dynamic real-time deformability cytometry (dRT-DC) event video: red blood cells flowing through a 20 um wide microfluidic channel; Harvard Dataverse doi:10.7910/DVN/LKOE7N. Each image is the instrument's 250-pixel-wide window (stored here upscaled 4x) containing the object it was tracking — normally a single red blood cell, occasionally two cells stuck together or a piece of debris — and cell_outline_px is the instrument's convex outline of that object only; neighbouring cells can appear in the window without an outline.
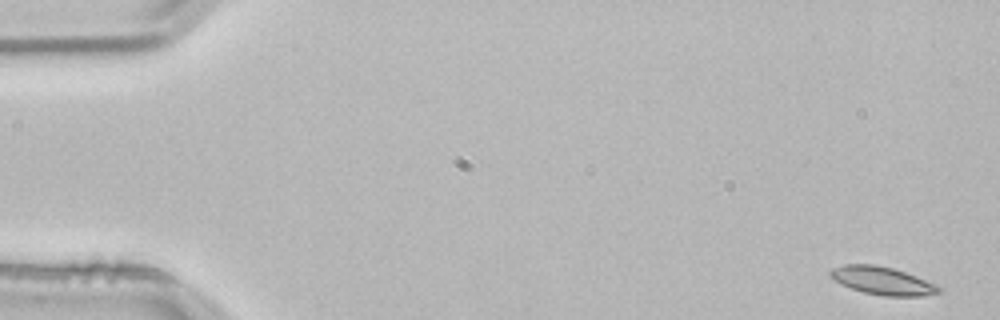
{"species": "common noctule bat (a hibernating species)", "species_latin": "Nyctalus noctula", "temperature_condition": "room temperature", "stored_images_in_passage": 53, "camera_frame_rate_fps": 3000, "um_per_image_px": 0.085, "animal": {"sex": "male", "body_mass_g": 21.5, "forearm_length_mm": 52.0}, "frame": {"image": 1, "passage_image": 1, "time_ms": 0.0, "image_size_px": [1000, 320], "cell_outline_px": [[940, 292], [924, 296], [884, 296], [864, 292], [840, 284], [828, 272], [832, 268], [844, 264], [876, 264], [892, 268], [904, 272], [936, 284], [940, 288]], "centroid_in_image_um": [74.99, 23.86], "position_along_channel_um": 10.0, "area_um2": 17.46}}
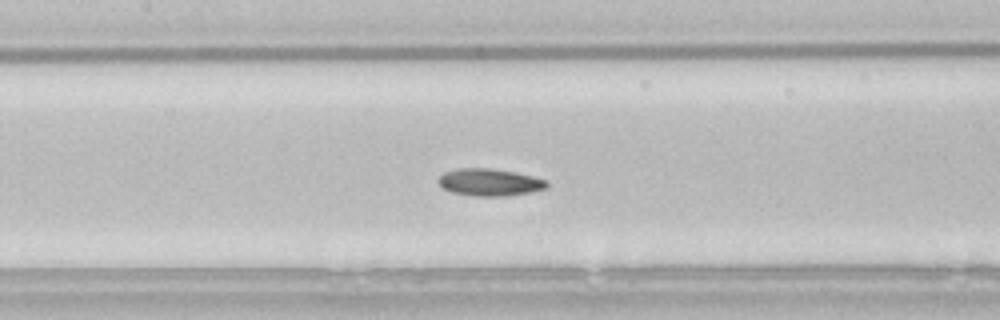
{"frame": {"image": 2, "passage_image": 24, "time_ms": 7.667, "image_size_px": [1000, 320], "cell_outline_px": [[548, 188], [532, 192], [504, 196], [472, 196], [452, 192], [440, 188], [436, 180], [444, 172], [456, 168], [488, 168], [516, 172], [548, 180]], "centroid_in_image_um": [41.59, 15.49], "position_along_channel_um": 165.8, "area_um2": 17.51}}
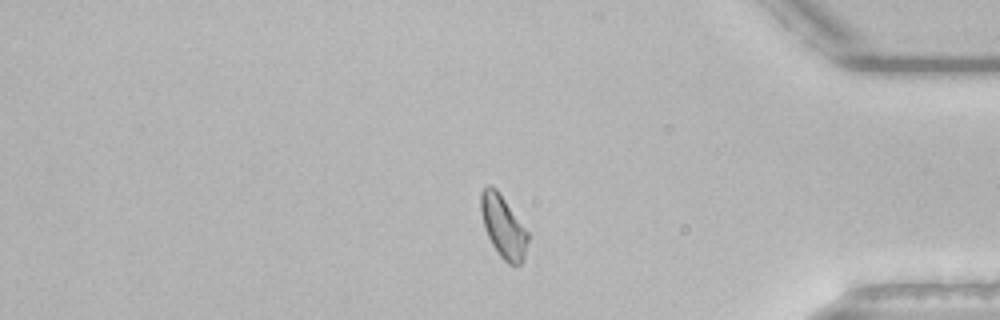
{"frame": {"image": 3, "passage_image": 44, "time_ms": 14.333, "image_size_px": [1000, 320], "cell_outline_px": [[528, 240], [524, 260], [520, 264], [508, 264], [500, 256], [492, 244], [484, 228], [480, 208], [480, 192], [488, 184], [496, 188], [528, 232]], "centroid_in_image_um": [42.76, 19.26], "position_along_channel_um": 392.4, "area_um2": 16.94}, "authors_computed_cell_mechanics": {"area_um2": 16.9932, "velocity_mm_per_s": 3.7995, "shape_relaxation_time_tau1_ms": 8.0652, "shape_relaxation_time_tau2_ms": 4.0587, "deformation_change_tau1": 0.1301, "deformation_change_tau2": 0.0972}}